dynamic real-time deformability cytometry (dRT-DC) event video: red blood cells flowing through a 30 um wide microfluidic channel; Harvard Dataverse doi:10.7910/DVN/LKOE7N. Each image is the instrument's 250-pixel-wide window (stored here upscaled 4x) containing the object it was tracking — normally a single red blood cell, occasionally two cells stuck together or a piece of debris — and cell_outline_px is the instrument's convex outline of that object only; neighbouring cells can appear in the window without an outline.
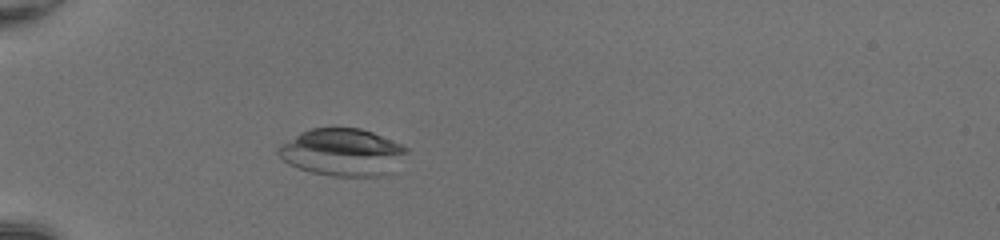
{"species": "common noctule bat (a hibernating species)", "species_latin": "Nyctalus noctula", "temperature_condition": "room temperature", "stored_images_in_passage": 47, "camera_frame_rate_fps": 3000, "um_per_image_px": 0.085, "animal": {"sex": "female", "body_mass_g": 20.0, "forearm_length_mm": 54.0}, "frame": {"image": 1, "passage_image": 12, "time_ms": 3.667, "image_size_px": [1000, 240], "cell_outline_px": [[408, 152], [392, 172], [388, 176], [332, 176], [312, 172], [288, 164], [276, 152], [276, 148], [280, 144], [300, 132], [312, 128], [360, 128], [372, 132], [400, 144], [408, 148]], "centroid_in_image_um": [29.11, 12.95], "position_along_channel_um": 55.9, "area_um2": 35.49}}
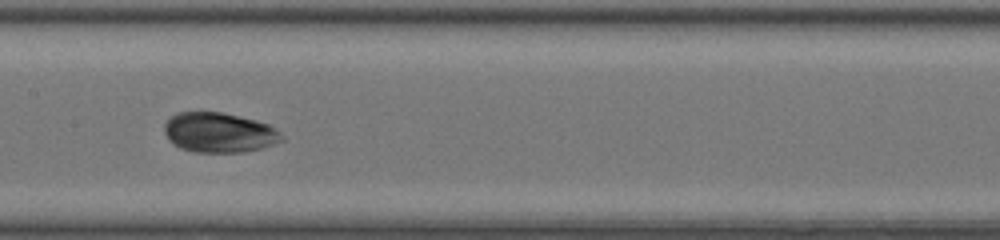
{"frame": {"image": 2, "passage_image": 23, "time_ms": 7.333, "image_size_px": [1000, 240], "cell_outline_px": [[284, 140], [260, 148], [244, 152], [192, 152], [180, 148], [168, 140], [164, 132], [164, 124], [176, 112], [220, 112], [256, 120], [268, 124], [280, 132], [284, 136]], "centroid_in_image_um": [18.61, 11.27], "position_along_channel_um": 188.8, "area_um2": 27.28}}
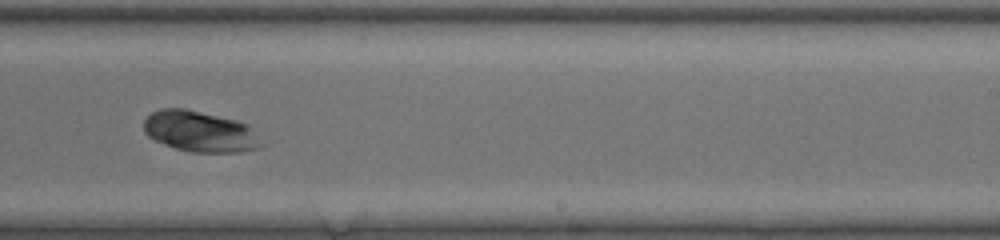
{"frame": {"image": 3, "passage_image": 29, "time_ms": 9.333, "image_size_px": [1000, 240], "cell_outline_px": [[268, 144], [260, 148], [240, 152], [192, 152], [176, 148], [156, 140], [148, 136], [144, 132], [144, 120], [152, 112], [160, 108], [184, 108], [236, 120], [248, 124]], "centroid_in_image_um": [17.07, 11.18], "position_along_channel_um": 271.9, "area_um2": 28.26}}